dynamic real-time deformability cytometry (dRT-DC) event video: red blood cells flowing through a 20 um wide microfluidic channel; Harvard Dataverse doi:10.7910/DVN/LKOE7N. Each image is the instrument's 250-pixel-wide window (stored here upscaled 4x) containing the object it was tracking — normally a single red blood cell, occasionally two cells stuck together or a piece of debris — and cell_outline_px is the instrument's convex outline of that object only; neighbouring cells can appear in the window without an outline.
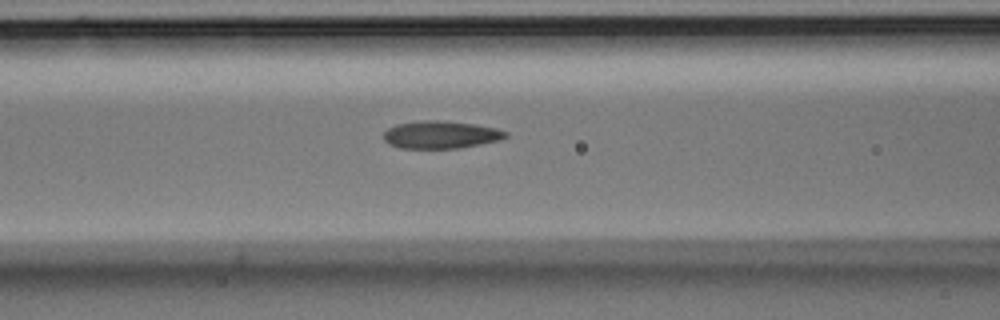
{"species": "Egyptian fruit bat (a non-hibernating species)", "species_latin": "Rousettus aegyptiacus", "temperature_condition": "room temperature", "stored_images_in_passage": 5, "segment_of_instrument_passage": [2, 2], "camera_frame_rate_fps": 3000, "um_per_image_px": 0.085, "animal": {"sex": "male"}, "frame": {"image": 1, "passage_image": 5, "time_ms": 1.333, "image_size_px": [1000, 320], "cell_outline_px": [[508, 136], [496, 140], [480, 144], [460, 148], [400, 148], [388, 144], [384, 140], [384, 132], [388, 128], [396, 124], [424, 120], [436, 120], [472, 124], [496, 128], [508, 132]], "centroid_in_image_um": [37.42, 11.45], "position_along_channel_um": 129.2, "area_um2": 19.42}}